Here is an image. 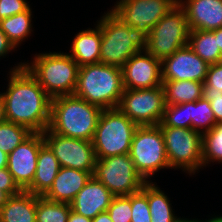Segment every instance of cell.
<instances>
[{"label":"cell","instance_id":"cell-44","mask_svg":"<svg viewBox=\"0 0 222 222\" xmlns=\"http://www.w3.org/2000/svg\"><path fill=\"white\" fill-rule=\"evenodd\" d=\"M9 197L10 196L6 192L0 190V209L6 204Z\"/></svg>","mask_w":222,"mask_h":222},{"label":"cell","instance_id":"cell-42","mask_svg":"<svg viewBox=\"0 0 222 222\" xmlns=\"http://www.w3.org/2000/svg\"><path fill=\"white\" fill-rule=\"evenodd\" d=\"M6 121L5 104L2 95L0 94V123Z\"/></svg>","mask_w":222,"mask_h":222},{"label":"cell","instance_id":"cell-23","mask_svg":"<svg viewBox=\"0 0 222 222\" xmlns=\"http://www.w3.org/2000/svg\"><path fill=\"white\" fill-rule=\"evenodd\" d=\"M165 105L195 102L203 98L204 83L190 80L162 81Z\"/></svg>","mask_w":222,"mask_h":222},{"label":"cell","instance_id":"cell-46","mask_svg":"<svg viewBox=\"0 0 222 222\" xmlns=\"http://www.w3.org/2000/svg\"><path fill=\"white\" fill-rule=\"evenodd\" d=\"M204 222H222V216H219V217L216 216V217L206 220Z\"/></svg>","mask_w":222,"mask_h":222},{"label":"cell","instance_id":"cell-14","mask_svg":"<svg viewBox=\"0 0 222 222\" xmlns=\"http://www.w3.org/2000/svg\"><path fill=\"white\" fill-rule=\"evenodd\" d=\"M43 134L33 132L8 154L7 169L18 187L25 191L35 177L40 147L44 144Z\"/></svg>","mask_w":222,"mask_h":222},{"label":"cell","instance_id":"cell-17","mask_svg":"<svg viewBox=\"0 0 222 222\" xmlns=\"http://www.w3.org/2000/svg\"><path fill=\"white\" fill-rule=\"evenodd\" d=\"M115 196L94 176L70 203L74 212L94 219L99 213L106 212Z\"/></svg>","mask_w":222,"mask_h":222},{"label":"cell","instance_id":"cell-29","mask_svg":"<svg viewBox=\"0 0 222 222\" xmlns=\"http://www.w3.org/2000/svg\"><path fill=\"white\" fill-rule=\"evenodd\" d=\"M32 133L23 125L3 121L0 123V149L9 154Z\"/></svg>","mask_w":222,"mask_h":222},{"label":"cell","instance_id":"cell-25","mask_svg":"<svg viewBox=\"0 0 222 222\" xmlns=\"http://www.w3.org/2000/svg\"><path fill=\"white\" fill-rule=\"evenodd\" d=\"M31 8L0 20V28L15 48L27 38L32 30ZM18 45V46H17Z\"/></svg>","mask_w":222,"mask_h":222},{"label":"cell","instance_id":"cell-27","mask_svg":"<svg viewBox=\"0 0 222 222\" xmlns=\"http://www.w3.org/2000/svg\"><path fill=\"white\" fill-rule=\"evenodd\" d=\"M188 114L191 117V128L202 135L216 124L210 102L204 98L188 102Z\"/></svg>","mask_w":222,"mask_h":222},{"label":"cell","instance_id":"cell-47","mask_svg":"<svg viewBox=\"0 0 222 222\" xmlns=\"http://www.w3.org/2000/svg\"><path fill=\"white\" fill-rule=\"evenodd\" d=\"M220 65H222V53H221V56H220V59H219V62H218Z\"/></svg>","mask_w":222,"mask_h":222},{"label":"cell","instance_id":"cell-32","mask_svg":"<svg viewBox=\"0 0 222 222\" xmlns=\"http://www.w3.org/2000/svg\"><path fill=\"white\" fill-rule=\"evenodd\" d=\"M131 222H151L152 217L147 200V183L138 193L131 194Z\"/></svg>","mask_w":222,"mask_h":222},{"label":"cell","instance_id":"cell-19","mask_svg":"<svg viewBox=\"0 0 222 222\" xmlns=\"http://www.w3.org/2000/svg\"><path fill=\"white\" fill-rule=\"evenodd\" d=\"M93 173L60 167L51 188L44 197L51 201L70 204Z\"/></svg>","mask_w":222,"mask_h":222},{"label":"cell","instance_id":"cell-30","mask_svg":"<svg viewBox=\"0 0 222 222\" xmlns=\"http://www.w3.org/2000/svg\"><path fill=\"white\" fill-rule=\"evenodd\" d=\"M202 161L205 167L210 162L222 163V122L202 135Z\"/></svg>","mask_w":222,"mask_h":222},{"label":"cell","instance_id":"cell-33","mask_svg":"<svg viewBox=\"0 0 222 222\" xmlns=\"http://www.w3.org/2000/svg\"><path fill=\"white\" fill-rule=\"evenodd\" d=\"M112 222H131V194L115 196L107 210Z\"/></svg>","mask_w":222,"mask_h":222},{"label":"cell","instance_id":"cell-15","mask_svg":"<svg viewBox=\"0 0 222 222\" xmlns=\"http://www.w3.org/2000/svg\"><path fill=\"white\" fill-rule=\"evenodd\" d=\"M121 68L124 89H152L163 84L161 60L147 50L135 53Z\"/></svg>","mask_w":222,"mask_h":222},{"label":"cell","instance_id":"cell-21","mask_svg":"<svg viewBox=\"0 0 222 222\" xmlns=\"http://www.w3.org/2000/svg\"><path fill=\"white\" fill-rule=\"evenodd\" d=\"M59 169L60 164L57 158L49 146L44 143L39 150L35 177L25 191L44 196L51 188Z\"/></svg>","mask_w":222,"mask_h":222},{"label":"cell","instance_id":"cell-1","mask_svg":"<svg viewBox=\"0 0 222 222\" xmlns=\"http://www.w3.org/2000/svg\"><path fill=\"white\" fill-rule=\"evenodd\" d=\"M4 99L6 120L42 133L50 122L52 98L20 63L11 69Z\"/></svg>","mask_w":222,"mask_h":222},{"label":"cell","instance_id":"cell-6","mask_svg":"<svg viewBox=\"0 0 222 222\" xmlns=\"http://www.w3.org/2000/svg\"><path fill=\"white\" fill-rule=\"evenodd\" d=\"M137 127L118 108L103 109L92 140L96 158L129 154Z\"/></svg>","mask_w":222,"mask_h":222},{"label":"cell","instance_id":"cell-26","mask_svg":"<svg viewBox=\"0 0 222 222\" xmlns=\"http://www.w3.org/2000/svg\"><path fill=\"white\" fill-rule=\"evenodd\" d=\"M147 200L151 222H176L179 218L174 215L170 200L153 182H147Z\"/></svg>","mask_w":222,"mask_h":222},{"label":"cell","instance_id":"cell-10","mask_svg":"<svg viewBox=\"0 0 222 222\" xmlns=\"http://www.w3.org/2000/svg\"><path fill=\"white\" fill-rule=\"evenodd\" d=\"M93 176L114 196L138 193L148 182L137 171L130 154L97 159Z\"/></svg>","mask_w":222,"mask_h":222},{"label":"cell","instance_id":"cell-18","mask_svg":"<svg viewBox=\"0 0 222 222\" xmlns=\"http://www.w3.org/2000/svg\"><path fill=\"white\" fill-rule=\"evenodd\" d=\"M178 5L186 14L190 30L213 31L222 27V0H182Z\"/></svg>","mask_w":222,"mask_h":222},{"label":"cell","instance_id":"cell-16","mask_svg":"<svg viewBox=\"0 0 222 222\" xmlns=\"http://www.w3.org/2000/svg\"><path fill=\"white\" fill-rule=\"evenodd\" d=\"M209 64L188 45L161 61L162 81L190 80L204 83Z\"/></svg>","mask_w":222,"mask_h":222},{"label":"cell","instance_id":"cell-28","mask_svg":"<svg viewBox=\"0 0 222 222\" xmlns=\"http://www.w3.org/2000/svg\"><path fill=\"white\" fill-rule=\"evenodd\" d=\"M71 206L48 200L44 196H37L36 218L37 222H67Z\"/></svg>","mask_w":222,"mask_h":222},{"label":"cell","instance_id":"cell-41","mask_svg":"<svg viewBox=\"0 0 222 222\" xmlns=\"http://www.w3.org/2000/svg\"><path fill=\"white\" fill-rule=\"evenodd\" d=\"M8 154L0 149V169L7 168Z\"/></svg>","mask_w":222,"mask_h":222},{"label":"cell","instance_id":"cell-37","mask_svg":"<svg viewBox=\"0 0 222 222\" xmlns=\"http://www.w3.org/2000/svg\"><path fill=\"white\" fill-rule=\"evenodd\" d=\"M0 190L6 192L9 196L17 195L22 191L7 168L0 169Z\"/></svg>","mask_w":222,"mask_h":222},{"label":"cell","instance_id":"cell-20","mask_svg":"<svg viewBox=\"0 0 222 222\" xmlns=\"http://www.w3.org/2000/svg\"><path fill=\"white\" fill-rule=\"evenodd\" d=\"M69 54L79 66L100 63L101 28L82 30L71 43Z\"/></svg>","mask_w":222,"mask_h":222},{"label":"cell","instance_id":"cell-5","mask_svg":"<svg viewBox=\"0 0 222 222\" xmlns=\"http://www.w3.org/2000/svg\"><path fill=\"white\" fill-rule=\"evenodd\" d=\"M24 67L52 99L74 94L80 66L69 53L36 54Z\"/></svg>","mask_w":222,"mask_h":222},{"label":"cell","instance_id":"cell-13","mask_svg":"<svg viewBox=\"0 0 222 222\" xmlns=\"http://www.w3.org/2000/svg\"><path fill=\"white\" fill-rule=\"evenodd\" d=\"M182 0H120L111 11L130 27L148 33Z\"/></svg>","mask_w":222,"mask_h":222},{"label":"cell","instance_id":"cell-45","mask_svg":"<svg viewBox=\"0 0 222 222\" xmlns=\"http://www.w3.org/2000/svg\"><path fill=\"white\" fill-rule=\"evenodd\" d=\"M176 222H204V221H199V220H196V219H193V220H189V219H183V218H180L176 221Z\"/></svg>","mask_w":222,"mask_h":222},{"label":"cell","instance_id":"cell-22","mask_svg":"<svg viewBox=\"0 0 222 222\" xmlns=\"http://www.w3.org/2000/svg\"><path fill=\"white\" fill-rule=\"evenodd\" d=\"M37 195L27 191L10 196L0 209V222H37Z\"/></svg>","mask_w":222,"mask_h":222},{"label":"cell","instance_id":"cell-2","mask_svg":"<svg viewBox=\"0 0 222 222\" xmlns=\"http://www.w3.org/2000/svg\"><path fill=\"white\" fill-rule=\"evenodd\" d=\"M102 108L75 94L51 100L48 129L53 133L92 141Z\"/></svg>","mask_w":222,"mask_h":222},{"label":"cell","instance_id":"cell-31","mask_svg":"<svg viewBox=\"0 0 222 222\" xmlns=\"http://www.w3.org/2000/svg\"><path fill=\"white\" fill-rule=\"evenodd\" d=\"M159 126L191 128V117L188 114V103L165 105L164 115Z\"/></svg>","mask_w":222,"mask_h":222},{"label":"cell","instance_id":"cell-36","mask_svg":"<svg viewBox=\"0 0 222 222\" xmlns=\"http://www.w3.org/2000/svg\"><path fill=\"white\" fill-rule=\"evenodd\" d=\"M203 98L209 100L216 124L222 122V91L212 92L205 85L203 86Z\"/></svg>","mask_w":222,"mask_h":222},{"label":"cell","instance_id":"cell-24","mask_svg":"<svg viewBox=\"0 0 222 222\" xmlns=\"http://www.w3.org/2000/svg\"><path fill=\"white\" fill-rule=\"evenodd\" d=\"M188 46L209 65L219 62L221 51L215 37V30H190Z\"/></svg>","mask_w":222,"mask_h":222},{"label":"cell","instance_id":"cell-12","mask_svg":"<svg viewBox=\"0 0 222 222\" xmlns=\"http://www.w3.org/2000/svg\"><path fill=\"white\" fill-rule=\"evenodd\" d=\"M42 134L60 167L94 172L97 158L92 141L59 135L48 128Z\"/></svg>","mask_w":222,"mask_h":222},{"label":"cell","instance_id":"cell-35","mask_svg":"<svg viewBox=\"0 0 222 222\" xmlns=\"http://www.w3.org/2000/svg\"><path fill=\"white\" fill-rule=\"evenodd\" d=\"M204 85L212 92L222 91V65L219 63L209 65Z\"/></svg>","mask_w":222,"mask_h":222},{"label":"cell","instance_id":"cell-3","mask_svg":"<svg viewBox=\"0 0 222 222\" xmlns=\"http://www.w3.org/2000/svg\"><path fill=\"white\" fill-rule=\"evenodd\" d=\"M122 68L103 63L79 67L74 94L102 109L117 108L123 94Z\"/></svg>","mask_w":222,"mask_h":222},{"label":"cell","instance_id":"cell-38","mask_svg":"<svg viewBox=\"0 0 222 222\" xmlns=\"http://www.w3.org/2000/svg\"><path fill=\"white\" fill-rule=\"evenodd\" d=\"M14 49H15V47L9 41V39L6 37L5 33L0 28V57L6 56V54H8V52H11Z\"/></svg>","mask_w":222,"mask_h":222},{"label":"cell","instance_id":"cell-8","mask_svg":"<svg viewBox=\"0 0 222 222\" xmlns=\"http://www.w3.org/2000/svg\"><path fill=\"white\" fill-rule=\"evenodd\" d=\"M160 129L170 168L195 174L203 166L202 134L192 128L160 126Z\"/></svg>","mask_w":222,"mask_h":222},{"label":"cell","instance_id":"cell-40","mask_svg":"<svg viewBox=\"0 0 222 222\" xmlns=\"http://www.w3.org/2000/svg\"><path fill=\"white\" fill-rule=\"evenodd\" d=\"M92 222H112V220L106 211L99 213L94 219H92Z\"/></svg>","mask_w":222,"mask_h":222},{"label":"cell","instance_id":"cell-43","mask_svg":"<svg viewBox=\"0 0 222 222\" xmlns=\"http://www.w3.org/2000/svg\"><path fill=\"white\" fill-rule=\"evenodd\" d=\"M215 37L217 38L218 47L222 53V27L215 30Z\"/></svg>","mask_w":222,"mask_h":222},{"label":"cell","instance_id":"cell-11","mask_svg":"<svg viewBox=\"0 0 222 222\" xmlns=\"http://www.w3.org/2000/svg\"><path fill=\"white\" fill-rule=\"evenodd\" d=\"M117 108L138 126L158 125L165 110L163 86L124 89Z\"/></svg>","mask_w":222,"mask_h":222},{"label":"cell","instance_id":"cell-39","mask_svg":"<svg viewBox=\"0 0 222 222\" xmlns=\"http://www.w3.org/2000/svg\"><path fill=\"white\" fill-rule=\"evenodd\" d=\"M67 222H92V219L84 217L73 210L69 213Z\"/></svg>","mask_w":222,"mask_h":222},{"label":"cell","instance_id":"cell-34","mask_svg":"<svg viewBox=\"0 0 222 222\" xmlns=\"http://www.w3.org/2000/svg\"><path fill=\"white\" fill-rule=\"evenodd\" d=\"M29 7L26 0H0V20L24 12Z\"/></svg>","mask_w":222,"mask_h":222},{"label":"cell","instance_id":"cell-7","mask_svg":"<svg viewBox=\"0 0 222 222\" xmlns=\"http://www.w3.org/2000/svg\"><path fill=\"white\" fill-rule=\"evenodd\" d=\"M130 157L137 171L146 180L155 172L170 168L164 138L159 125L138 126L134 132Z\"/></svg>","mask_w":222,"mask_h":222},{"label":"cell","instance_id":"cell-9","mask_svg":"<svg viewBox=\"0 0 222 222\" xmlns=\"http://www.w3.org/2000/svg\"><path fill=\"white\" fill-rule=\"evenodd\" d=\"M190 28L184 10L177 5L147 33V51L163 60L188 45Z\"/></svg>","mask_w":222,"mask_h":222},{"label":"cell","instance_id":"cell-4","mask_svg":"<svg viewBox=\"0 0 222 222\" xmlns=\"http://www.w3.org/2000/svg\"><path fill=\"white\" fill-rule=\"evenodd\" d=\"M100 63L122 67L139 51L147 49V33L130 27L111 10L101 17Z\"/></svg>","mask_w":222,"mask_h":222}]
</instances>
